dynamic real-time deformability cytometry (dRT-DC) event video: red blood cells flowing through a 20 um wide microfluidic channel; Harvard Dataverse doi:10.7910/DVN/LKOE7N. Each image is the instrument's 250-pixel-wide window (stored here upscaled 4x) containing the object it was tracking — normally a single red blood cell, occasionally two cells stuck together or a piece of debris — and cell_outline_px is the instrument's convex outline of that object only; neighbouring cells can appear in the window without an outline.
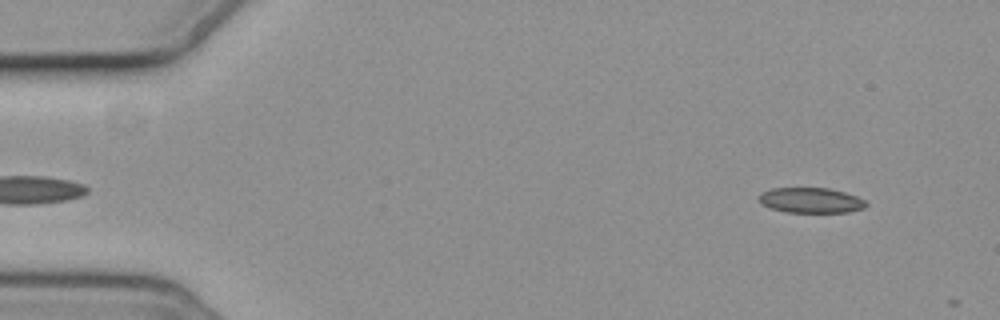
{"species": "common noctule bat (a hibernating species)", "species_latin": "Nyctalus noctula", "temperature_condition": "cold", "stored_images_in_passage": 6, "segment_of_instrument_passage": [2, 2], "camera_frame_rate_fps": 3000, "um_per_image_px": 0.085, "animal": {"sex": "female", "body_mass_g": 19.3, "forearm_length_mm": 54.1}, "frame": {"image": 1, "passage_image": 6, "time_ms": 5.667, "image_size_px": [1000, 320], "cell_outline_px": [[868, 204], [864, 208], [848, 212], [788, 212], [772, 208], [760, 204], [760, 196], [764, 192], [772, 188], [828, 188], [844, 192], [856, 196], [864, 200]], "centroid_in_image_um": [68.95, 17.03], "position_along_channel_um": 16.0, "area_um2": 15.55}}